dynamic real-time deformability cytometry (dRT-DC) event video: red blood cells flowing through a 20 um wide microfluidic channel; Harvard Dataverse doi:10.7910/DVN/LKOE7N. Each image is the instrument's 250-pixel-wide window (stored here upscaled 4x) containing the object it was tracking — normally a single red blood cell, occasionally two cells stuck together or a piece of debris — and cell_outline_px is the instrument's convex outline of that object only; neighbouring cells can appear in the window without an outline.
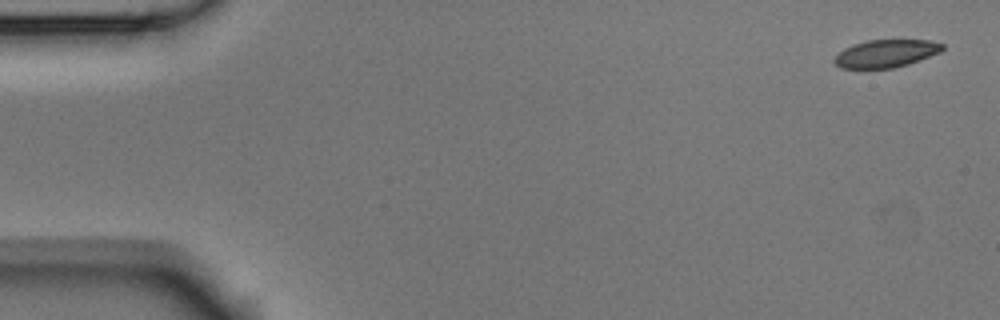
{"species": "Egyptian fruit bat (a non-hibernating species)", "species_latin": "Rousettus aegyptiacus", "temperature_condition": "room temperature", "stored_images_in_passage": 5, "camera_frame_rate_fps": 3000, "um_per_image_px": 0.085, "animal": {"sex": "male"}, "frame": {"image": 1, "passage_image": 1, "time_ms": 0.0, "image_size_px": [1000, 320], "cell_outline_px": [[944, 48], [940, 52], [920, 60], [908, 64], [892, 68], [840, 68], [832, 60], [844, 48], [868, 40], [928, 40], [944, 44]], "centroid_in_image_um": [75.32, 4.55], "position_along_channel_um": 9.7, "area_um2": 17.28}}